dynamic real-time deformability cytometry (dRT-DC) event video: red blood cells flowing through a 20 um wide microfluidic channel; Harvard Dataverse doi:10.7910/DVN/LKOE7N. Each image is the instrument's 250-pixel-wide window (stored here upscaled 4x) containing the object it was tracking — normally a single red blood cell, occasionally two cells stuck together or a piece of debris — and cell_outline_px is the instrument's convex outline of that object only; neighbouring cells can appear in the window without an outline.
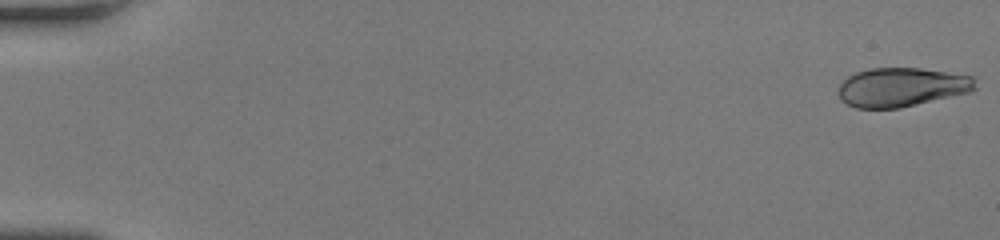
{"species": "human", "species_latin": "Homo sapiens", "temperature_condition": "room temperature", "stored_images_in_passage": 44, "camera_frame_rate_fps": 3000, "um_per_image_px": 0.085, "donor": {"sex": "female"}, "frame": {"image": 1, "passage_image": 1, "time_ms": 0.0, "image_size_px": [1000, 240], "cell_outline_px": [[976, 88], [968, 92], [900, 108], [856, 108], [840, 100], [836, 92], [836, 88], [848, 76], [856, 72], [868, 68], [920, 68], [976, 76]], "centroid_in_image_um": [76.61, 7.4], "position_along_channel_um": 8.4, "area_um2": 31.33}}
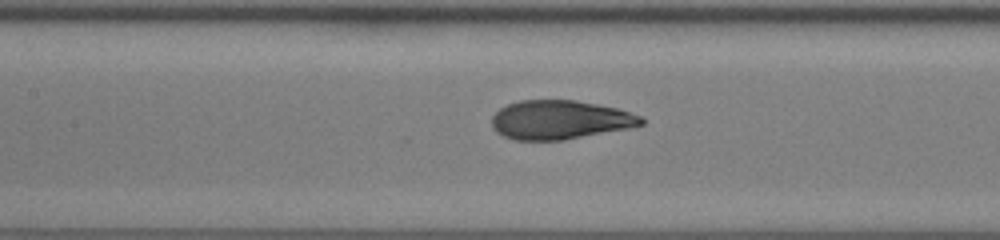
{"frame": {"image": 2, "passage_image": 26, "time_ms": 8.333, "image_size_px": [1000, 240], "cell_outline_px": [[644, 124], [628, 128], [564, 140], [512, 140], [496, 132], [492, 128], [492, 116], [500, 108], [508, 104], [520, 100], [576, 100], [616, 108], [640, 116], [644, 120]], "centroid_in_image_um": [47.55, 10.19], "position_along_channel_um": 159.8, "area_um2": 33.81}}
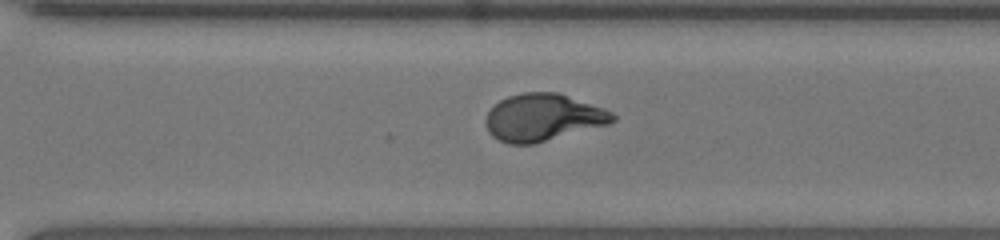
{"frame": {"image": 3, "passage_image": 38, "time_ms": 12.333, "image_size_px": [1000, 240], "cell_outline_px": [[616, 120], [608, 124], [536, 144], [508, 144], [492, 136], [488, 132], [484, 124], [484, 120], [488, 112], [500, 100], [508, 96], [524, 92], [556, 92], [604, 108], [612, 112], [616, 116]], "centroid_in_image_um": [46.13, 10.0], "position_along_channel_um": 324.5, "area_um2": 34.97}}